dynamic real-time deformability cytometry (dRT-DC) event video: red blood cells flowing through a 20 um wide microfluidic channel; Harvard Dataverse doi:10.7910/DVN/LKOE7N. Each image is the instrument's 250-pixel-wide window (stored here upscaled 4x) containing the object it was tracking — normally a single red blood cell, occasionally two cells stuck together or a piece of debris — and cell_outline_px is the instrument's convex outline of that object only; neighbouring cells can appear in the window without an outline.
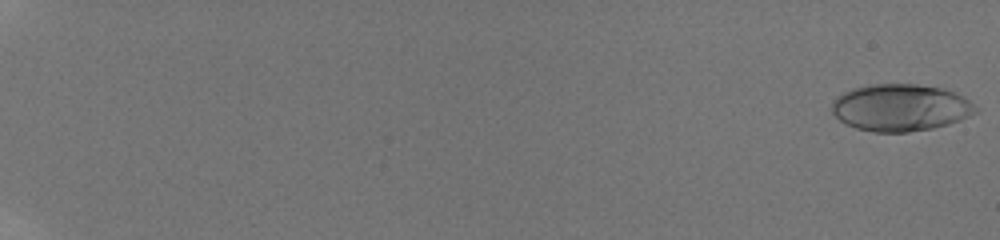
{"species": "human", "species_latin": "Homo sapiens", "temperature_condition": "room temperature", "stored_images_in_passage": 52, "camera_frame_rate_fps": 3000, "um_per_image_px": 0.085, "donor": {"sex": "male"}, "frame": {"image": 1, "passage_image": 1, "time_ms": 0.0, "image_size_px": [1000, 240], "cell_outline_px": [[976, 112], [960, 120], [948, 124], [932, 128], [908, 132], [872, 132], [856, 128], [840, 120], [832, 112], [832, 100], [836, 96], [852, 88], [872, 84], [916, 84], [940, 88], [964, 96], [976, 108]], "centroid_in_image_um": [76.5, 9.14], "position_along_channel_um": 8.5, "area_um2": 39.19}}
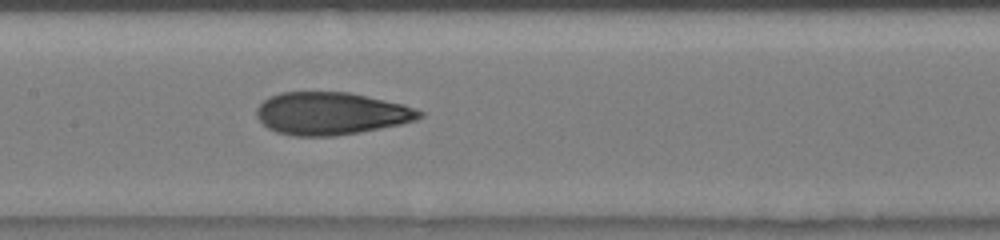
{"frame": {"image": 2, "passage_image": 25, "time_ms": 10.667, "image_size_px": [1000, 240], "cell_outline_px": [[424, 116], [416, 120], [400, 124], [360, 132], [336, 136], [292, 136], [276, 132], [268, 128], [256, 116], [256, 108], [264, 100], [280, 92], [348, 92], [368, 96], [404, 104], [416, 108], [424, 112]], "centroid_in_image_um": [28.16, 9.65], "position_along_channel_um": 179.2, "area_um2": 40.52}}
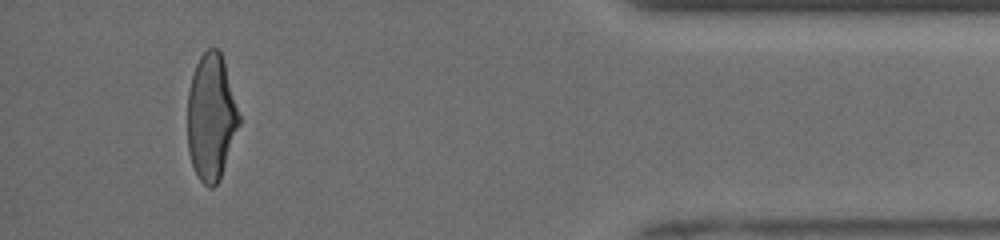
{"frame": {"image": 3, "passage_image": 49, "time_ms": 17.667, "image_size_px": [1000, 240], "cell_outline_px": [[240, 124], [220, 180], [212, 188], [208, 188], [200, 180], [192, 164], [188, 152], [188, 92], [192, 76], [196, 64], [200, 56], [208, 48], [216, 48], [220, 52], [224, 64], [240, 116]], "centroid_in_image_um": [17.95, 10.01], "position_along_channel_um": 417.3, "area_um2": 37.69}, "authors_computed_cell_mechanics": {"area_um2": 39.6219, "velocity_mm_per_s": 3.9602, "shape_relaxation_time_tau1_ms": 6.4332, "shape_relaxation_time_tau2_ms": 1.0656, "deformation_change_tau1": 0.2285, "deformation_change_tau2": 0.0784}}